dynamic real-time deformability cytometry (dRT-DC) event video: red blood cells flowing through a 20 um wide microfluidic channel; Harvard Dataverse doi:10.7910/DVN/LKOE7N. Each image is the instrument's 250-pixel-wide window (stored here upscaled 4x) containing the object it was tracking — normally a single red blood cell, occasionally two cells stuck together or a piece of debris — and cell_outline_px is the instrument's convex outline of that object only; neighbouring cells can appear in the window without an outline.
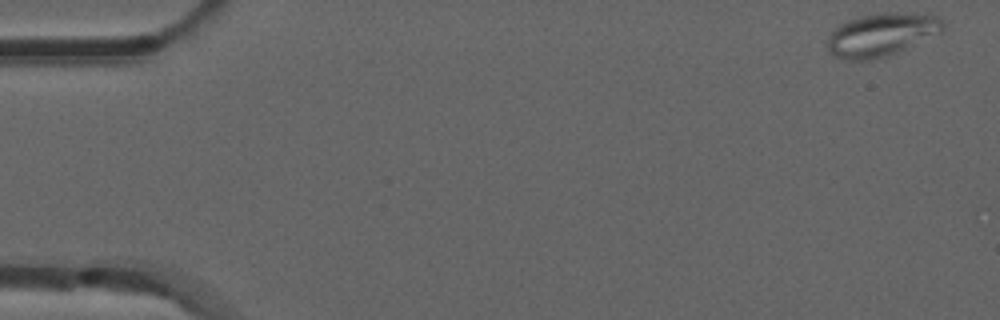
{"species": "common noctule bat (a hibernating species)", "species_latin": "Nyctalus noctula", "temperature_condition": "room temperature", "stored_images_in_passage": 23, "camera_frame_rate_fps": 3000, "um_per_image_px": 0.085, "animal": {"sex": "male", "forearm_length_mm": 52.5}, "frame": {"image": 1, "passage_image": 1, "time_ms": 0.0, "image_size_px": [1000, 320], "cell_outline_px": [[944, 28], [940, 32], [888, 56], [872, 60], [848, 60], [836, 56], [828, 52], [828, 36], [832, 28], [848, 20], [864, 16], [888, 12], [932, 12], [940, 16], [944, 24]], "centroid_in_image_um": [74.95, 2.92], "position_along_channel_um": 10.0, "area_um2": 29.25}}
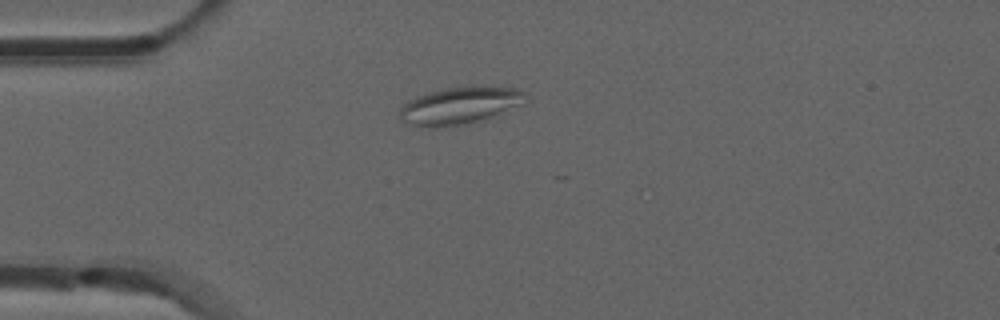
{"frame": {"image": 2, "passage_image": 13, "time_ms": 4.0, "image_size_px": [1000, 320], "cell_outline_px": [[528, 96], [524, 104], [496, 116], [484, 120], [464, 124], [436, 128], [408, 124], [400, 120], [400, 108], [408, 100], [416, 96], [428, 92], [444, 88], [472, 84], [516, 88], [524, 92]], "centroid_in_image_um": [39.14, 8.95], "position_along_channel_um": 45.9, "area_um2": 28.15}}